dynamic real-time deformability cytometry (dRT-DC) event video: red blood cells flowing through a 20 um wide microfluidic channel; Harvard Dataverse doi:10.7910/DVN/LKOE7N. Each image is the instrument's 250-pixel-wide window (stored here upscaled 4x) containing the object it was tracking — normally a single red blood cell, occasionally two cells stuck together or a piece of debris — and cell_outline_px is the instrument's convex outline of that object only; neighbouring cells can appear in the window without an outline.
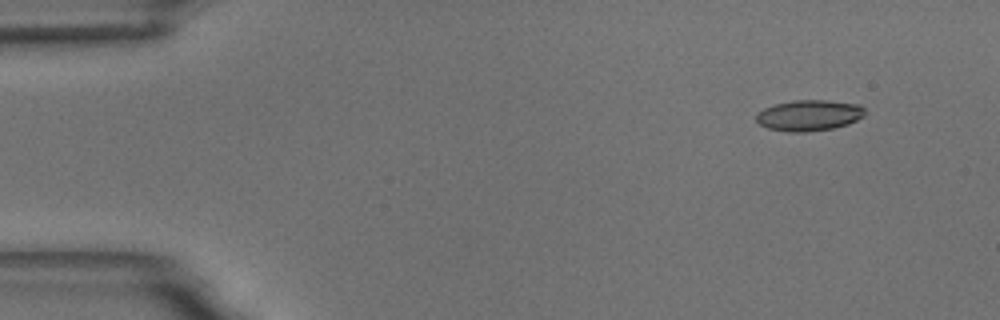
{"species": "common noctule bat (a hibernating species)", "species_latin": "Nyctalus noctula", "temperature_condition": "room temperature", "stored_images_in_passage": 52, "camera_frame_rate_fps": 3000, "um_per_image_px": 0.085, "animal": {"sex": "male", "body_mass_g": 18.8}, "frame": {"image": 1, "passage_image": 1, "time_ms": 0.0, "image_size_px": [1000, 320], "cell_outline_px": [[864, 116], [848, 124], [832, 128], [804, 132], [788, 132], [768, 128], [760, 124], [756, 120], [756, 112], [764, 108], [776, 104], [796, 100], [824, 100], [860, 104], [864, 108]], "centroid_in_image_um": [68.76, 9.8], "position_along_channel_um": 16.2, "area_um2": 19.48}}
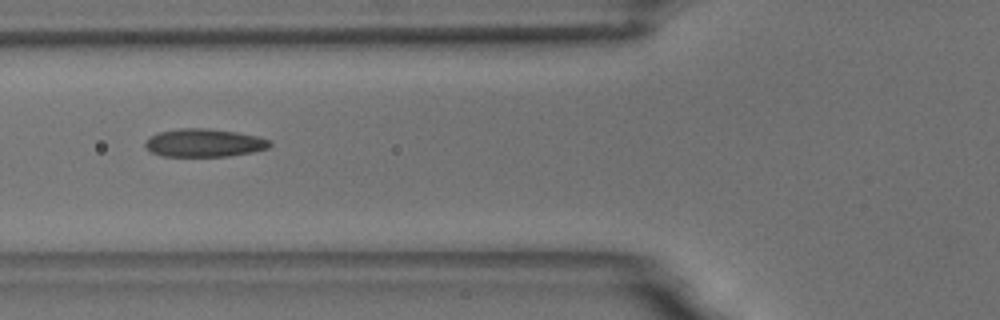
{"frame": {"image": 2, "passage_image": 17, "time_ms": 5.333, "image_size_px": [1000, 320], "cell_outline_px": [[272, 144], [268, 148], [252, 152], [228, 156], [160, 156], [144, 148], [144, 144], [148, 136], [160, 132], [180, 128], [208, 128], [236, 132], [256, 136], [272, 140]], "centroid_in_image_um": [17.33, 12.14], "position_along_channel_um": 108.5, "area_um2": 20.52}}
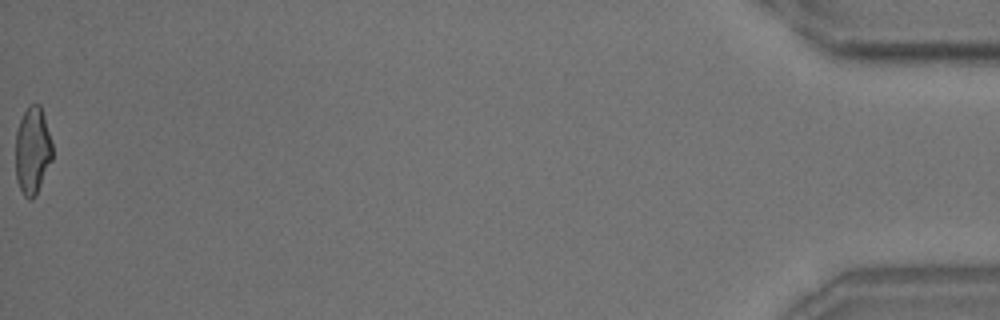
{"frame": {"image": 3, "passage_image": 52, "time_ms": 17.0, "image_size_px": [1000, 320], "cell_outline_px": [[52, 160], [36, 196], [32, 200], [28, 200], [24, 196], [16, 180], [16, 132], [20, 120], [28, 104], [40, 104], [44, 116], [52, 144]], "centroid_in_image_um": [2.76, 12.83], "position_along_channel_um": 432.4, "area_um2": 18.84}, "authors_computed_cell_mechanics": {"area_um2": 19.7387, "velocity_mm_per_s": 3.6276, "shape_relaxation_time_tau1_ms": 8.4868, "shape_relaxation_time_tau2_ms": 1.7351, "deformation_change_tau1": 0.1916, "deformation_change_tau2": 0.0805}}